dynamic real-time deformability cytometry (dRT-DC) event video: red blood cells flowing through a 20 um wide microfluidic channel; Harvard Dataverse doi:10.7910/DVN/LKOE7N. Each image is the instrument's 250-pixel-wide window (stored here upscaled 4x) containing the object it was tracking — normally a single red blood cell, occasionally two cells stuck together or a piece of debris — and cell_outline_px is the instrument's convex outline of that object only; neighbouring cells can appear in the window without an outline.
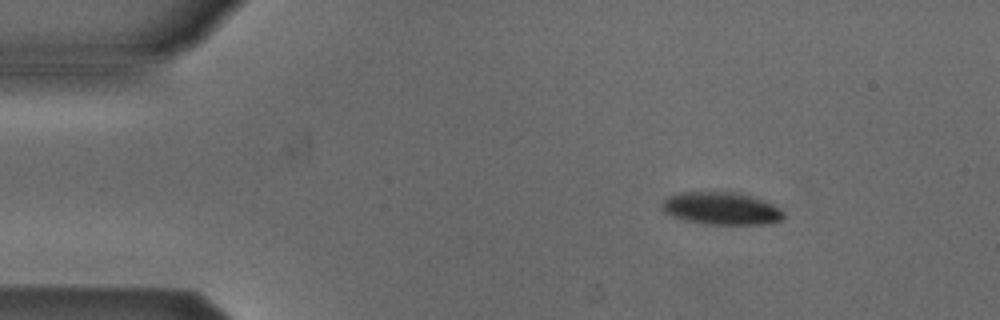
{"species": "Egyptian fruit bat (a non-hibernating species)", "species_latin": "Rousettus aegyptiacus", "temperature_condition": "cold", "stored_images_in_passage": 6, "camera_frame_rate_fps": 3000, "um_per_image_px": 0.085, "animal": {"sex": "male"}, "frame": {"image": 1, "passage_image": 3, "time_ms": 0.667, "image_size_px": [1000, 320], "cell_outline_px": [[784, 216], [780, 220], [764, 224], [708, 224], [688, 220], [672, 216], [664, 212], [660, 208], [660, 204], [668, 196], [676, 192], [716, 188], [728, 188], [756, 196], [772, 204], [784, 212]], "centroid_in_image_um": [61.27, 17.62], "position_along_channel_um": 23.7, "area_um2": 24.33}}